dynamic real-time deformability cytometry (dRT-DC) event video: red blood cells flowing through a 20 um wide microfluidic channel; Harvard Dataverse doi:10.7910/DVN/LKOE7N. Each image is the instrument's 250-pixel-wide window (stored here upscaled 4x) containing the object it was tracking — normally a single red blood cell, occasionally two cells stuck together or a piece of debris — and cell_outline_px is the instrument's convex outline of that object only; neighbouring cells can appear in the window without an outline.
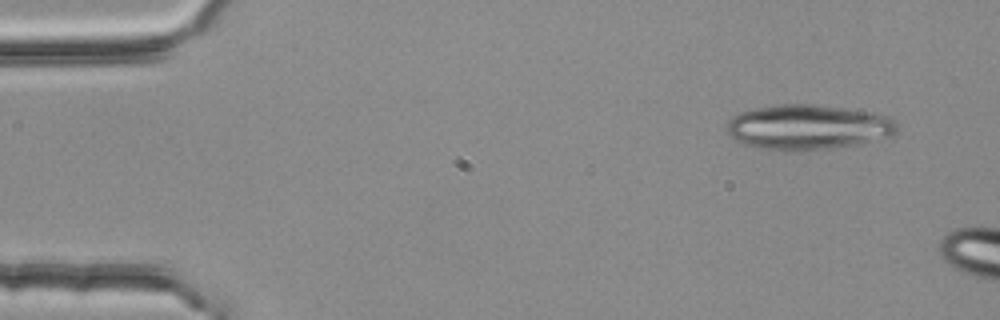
{"species": "common noctule bat (a hibernating species)", "species_latin": "Nyctalus noctula", "temperature_condition": "room temperature", "stored_images_in_passage": 3, "camera_frame_rate_fps": 3000, "um_per_image_px": 0.085, "animal": {"sex": "female", "body_mass_g": 25.1}, "frame": {"image": 1, "passage_image": 1, "time_ms": 0.0, "image_size_px": [1000, 320], "cell_outline_px": [[896, 132], [892, 136], [856, 144], [836, 148], [796, 152], [756, 148], [732, 140], [728, 132], [728, 120], [732, 116], [740, 112], [756, 108], [776, 104], [812, 104], [872, 112], [888, 116], [896, 124]], "centroid_in_image_um": [68.63, 10.82], "position_along_channel_um": 16.4, "area_um2": 44.97}}